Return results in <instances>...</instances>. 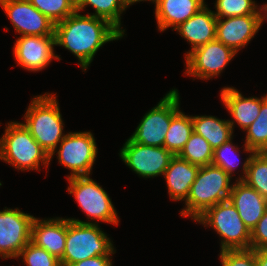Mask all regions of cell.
Returning <instances> with one entry per match:
<instances>
[{
    "mask_svg": "<svg viewBox=\"0 0 267 266\" xmlns=\"http://www.w3.org/2000/svg\"><path fill=\"white\" fill-rule=\"evenodd\" d=\"M54 34L55 45L74 54L83 71L88 69L100 47L123 37L108 21L78 11L55 23Z\"/></svg>",
    "mask_w": 267,
    "mask_h": 266,
    "instance_id": "obj_1",
    "label": "cell"
},
{
    "mask_svg": "<svg viewBox=\"0 0 267 266\" xmlns=\"http://www.w3.org/2000/svg\"><path fill=\"white\" fill-rule=\"evenodd\" d=\"M24 126L32 137L50 155L63 138L64 123L56 94L44 93L30 102L24 115Z\"/></svg>",
    "mask_w": 267,
    "mask_h": 266,
    "instance_id": "obj_2",
    "label": "cell"
},
{
    "mask_svg": "<svg viewBox=\"0 0 267 266\" xmlns=\"http://www.w3.org/2000/svg\"><path fill=\"white\" fill-rule=\"evenodd\" d=\"M231 179L223 169L213 164L200 167L185 207L180 211L181 216L195 221L208 208L228 200L233 187Z\"/></svg>",
    "mask_w": 267,
    "mask_h": 266,
    "instance_id": "obj_3",
    "label": "cell"
},
{
    "mask_svg": "<svg viewBox=\"0 0 267 266\" xmlns=\"http://www.w3.org/2000/svg\"><path fill=\"white\" fill-rule=\"evenodd\" d=\"M5 128L0 139V160L21 171H40V164L48 168L49 154L32 137L23 123L11 121Z\"/></svg>",
    "mask_w": 267,
    "mask_h": 266,
    "instance_id": "obj_4",
    "label": "cell"
},
{
    "mask_svg": "<svg viewBox=\"0 0 267 266\" xmlns=\"http://www.w3.org/2000/svg\"><path fill=\"white\" fill-rule=\"evenodd\" d=\"M115 251L111 239L99 224H84L67 219V237L61 266L95 256L113 255Z\"/></svg>",
    "mask_w": 267,
    "mask_h": 266,
    "instance_id": "obj_5",
    "label": "cell"
},
{
    "mask_svg": "<svg viewBox=\"0 0 267 266\" xmlns=\"http://www.w3.org/2000/svg\"><path fill=\"white\" fill-rule=\"evenodd\" d=\"M195 222L217 232L221 237L220 251L250 249L251 231L229 199L208 208Z\"/></svg>",
    "mask_w": 267,
    "mask_h": 266,
    "instance_id": "obj_6",
    "label": "cell"
},
{
    "mask_svg": "<svg viewBox=\"0 0 267 266\" xmlns=\"http://www.w3.org/2000/svg\"><path fill=\"white\" fill-rule=\"evenodd\" d=\"M67 180L69 181L68 192L73 194L87 219L92 221L85 222L75 218H68L69 220L84 224H98L97 221H102L119 225L118 213L111 198L99 183L91 179L89 175L71 177Z\"/></svg>",
    "mask_w": 267,
    "mask_h": 266,
    "instance_id": "obj_7",
    "label": "cell"
},
{
    "mask_svg": "<svg viewBox=\"0 0 267 266\" xmlns=\"http://www.w3.org/2000/svg\"><path fill=\"white\" fill-rule=\"evenodd\" d=\"M177 89L170 90L150 111L145 113L135 132L129 137L133 142L153 147H164L171 119L180 111Z\"/></svg>",
    "mask_w": 267,
    "mask_h": 266,
    "instance_id": "obj_8",
    "label": "cell"
},
{
    "mask_svg": "<svg viewBox=\"0 0 267 266\" xmlns=\"http://www.w3.org/2000/svg\"><path fill=\"white\" fill-rule=\"evenodd\" d=\"M57 148L49 155V161L57 152L59 164L71 170L67 178L90 176L98 153L96 140L90 131L68 132Z\"/></svg>",
    "mask_w": 267,
    "mask_h": 266,
    "instance_id": "obj_9",
    "label": "cell"
},
{
    "mask_svg": "<svg viewBox=\"0 0 267 266\" xmlns=\"http://www.w3.org/2000/svg\"><path fill=\"white\" fill-rule=\"evenodd\" d=\"M119 156L133 172L143 178L163 175L174 157L165 147L135 143L130 138L123 144Z\"/></svg>",
    "mask_w": 267,
    "mask_h": 266,
    "instance_id": "obj_10",
    "label": "cell"
},
{
    "mask_svg": "<svg viewBox=\"0 0 267 266\" xmlns=\"http://www.w3.org/2000/svg\"><path fill=\"white\" fill-rule=\"evenodd\" d=\"M236 54L233 49L215 39L193 49L185 56V73L208 80L220 75Z\"/></svg>",
    "mask_w": 267,
    "mask_h": 266,
    "instance_id": "obj_11",
    "label": "cell"
},
{
    "mask_svg": "<svg viewBox=\"0 0 267 266\" xmlns=\"http://www.w3.org/2000/svg\"><path fill=\"white\" fill-rule=\"evenodd\" d=\"M33 215L20 209L6 208L0 211V257L18 258L22 248L31 241Z\"/></svg>",
    "mask_w": 267,
    "mask_h": 266,
    "instance_id": "obj_12",
    "label": "cell"
},
{
    "mask_svg": "<svg viewBox=\"0 0 267 266\" xmlns=\"http://www.w3.org/2000/svg\"><path fill=\"white\" fill-rule=\"evenodd\" d=\"M0 6L21 36L55 35V23L28 0H0Z\"/></svg>",
    "mask_w": 267,
    "mask_h": 266,
    "instance_id": "obj_13",
    "label": "cell"
},
{
    "mask_svg": "<svg viewBox=\"0 0 267 266\" xmlns=\"http://www.w3.org/2000/svg\"><path fill=\"white\" fill-rule=\"evenodd\" d=\"M55 35L19 36L14 43L13 54L17 65L28 71H41L54 59L61 60L54 52Z\"/></svg>",
    "mask_w": 267,
    "mask_h": 266,
    "instance_id": "obj_14",
    "label": "cell"
},
{
    "mask_svg": "<svg viewBox=\"0 0 267 266\" xmlns=\"http://www.w3.org/2000/svg\"><path fill=\"white\" fill-rule=\"evenodd\" d=\"M224 19L217 18L216 40L230 47L236 53L247 46L260 29L259 14Z\"/></svg>",
    "mask_w": 267,
    "mask_h": 266,
    "instance_id": "obj_15",
    "label": "cell"
},
{
    "mask_svg": "<svg viewBox=\"0 0 267 266\" xmlns=\"http://www.w3.org/2000/svg\"><path fill=\"white\" fill-rule=\"evenodd\" d=\"M67 218L39 219L31 225V242L61 260L65 251Z\"/></svg>",
    "mask_w": 267,
    "mask_h": 266,
    "instance_id": "obj_16",
    "label": "cell"
},
{
    "mask_svg": "<svg viewBox=\"0 0 267 266\" xmlns=\"http://www.w3.org/2000/svg\"><path fill=\"white\" fill-rule=\"evenodd\" d=\"M229 200L250 231L267 210V200L243 180L233 182Z\"/></svg>",
    "mask_w": 267,
    "mask_h": 266,
    "instance_id": "obj_17",
    "label": "cell"
},
{
    "mask_svg": "<svg viewBox=\"0 0 267 266\" xmlns=\"http://www.w3.org/2000/svg\"><path fill=\"white\" fill-rule=\"evenodd\" d=\"M220 99L234 120L229 123L234 131V125L241 130H245L258 117L261 108V98L244 97L237 89L232 87H223L220 91ZM235 123V124H234Z\"/></svg>",
    "mask_w": 267,
    "mask_h": 266,
    "instance_id": "obj_18",
    "label": "cell"
},
{
    "mask_svg": "<svg viewBox=\"0 0 267 266\" xmlns=\"http://www.w3.org/2000/svg\"><path fill=\"white\" fill-rule=\"evenodd\" d=\"M217 17L210 8L205 5L184 23L174 30L191 44V50L216 39Z\"/></svg>",
    "mask_w": 267,
    "mask_h": 266,
    "instance_id": "obj_19",
    "label": "cell"
},
{
    "mask_svg": "<svg viewBox=\"0 0 267 266\" xmlns=\"http://www.w3.org/2000/svg\"><path fill=\"white\" fill-rule=\"evenodd\" d=\"M154 4L160 32L174 30L206 5L205 0H157Z\"/></svg>",
    "mask_w": 267,
    "mask_h": 266,
    "instance_id": "obj_20",
    "label": "cell"
},
{
    "mask_svg": "<svg viewBox=\"0 0 267 266\" xmlns=\"http://www.w3.org/2000/svg\"><path fill=\"white\" fill-rule=\"evenodd\" d=\"M199 168V166L181 159L178 155L171 159L163 177L172 200L186 201Z\"/></svg>",
    "mask_w": 267,
    "mask_h": 266,
    "instance_id": "obj_21",
    "label": "cell"
},
{
    "mask_svg": "<svg viewBox=\"0 0 267 266\" xmlns=\"http://www.w3.org/2000/svg\"><path fill=\"white\" fill-rule=\"evenodd\" d=\"M193 131L204 137L213 149L233 139V129L229 120L219 119L215 116H192Z\"/></svg>",
    "mask_w": 267,
    "mask_h": 266,
    "instance_id": "obj_22",
    "label": "cell"
},
{
    "mask_svg": "<svg viewBox=\"0 0 267 266\" xmlns=\"http://www.w3.org/2000/svg\"><path fill=\"white\" fill-rule=\"evenodd\" d=\"M241 169L243 175L237 180L245 181L267 200V154L250 153Z\"/></svg>",
    "mask_w": 267,
    "mask_h": 266,
    "instance_id": "obj_23",
    "label": "cell"
},
{
    "mask_svg": "<svg viewBox=\"0 0 267 266\" xmlns=\"http://www.w3.org/2000/svg\"><path fill=\"white\" fill-rule=\"evenodd\" d=\"M88 5L95 10V13H87L88 15L108 21L124 36L125 29L121 27V14L129 7L126 0H77L76 11L80 13Z\"/></svg>",
    "mask_w": 267,
    "mask_h": 266,
    "instance_id": "obj_24",
    "label": "cell"
},
{
    "mask_svg": "<svg viewBox=\"0 0 267 266\" xmlns=\"http://www.w3.org/2000/svg\"><path fill=\"white\" fill-rule=\"evenodd\" d=\"M193 132L192 115L179 111L172 119L164 140V147L174 156L179 155Z\"/></svg>",
    "mask_w": 267,
    "mask_h": 266,
    "instance_id": "obj_25",
    "label": "cell"
},
{
    "mask_svg": "<svg viewBox=\"0 0 267 266\" xmlns=\"http://www.w3.org/2000/svg\"><path fill=\"white\" fill-rule=\"evenodd\" d=\"M246 131L245 152H262L267 147V95L261 97V108L258 117Z\"/></svg>",
    "mask_w": 267,
    "mask_h": 266,
    "instance_id": "obj_26",
    "label": "cell"
},
{
    "mask_svg": "<svg viewBox=\"0 0 267 266\" xmlns=\"http://www.w3.org/2000/svg\"><path fill=\"white\" fill-rule=\"evenodd\" d=\"M213 151L214 149L211 147L209 142L204 137L193 131L178 156L193 165L203 167L211 164Z\"/></svg>",
    "mask_w": 267,
    "mask_h": 266,
    "instance_id": "obj_27",
    "label": "cell"
},
{
    "mask_svg": "<svg viewBox=\"0 0 267 266\" xmlns=\"http://www.w3.org/2000/svg\"><path fill=\"white\" fill-rule=\"evenodd\" d=\"M54 23L65 20L76 11L73 0H28Z\"/></svg>",
    "mask_w": 267,
    "mask_h": 266,
    "instance_id": "obj_28",
    "label": "cell"
},
{
    "mask_svg": "<svg viewBox=\"0 0 267 266\" xmlns=\"http://www.w3.org/2000/svg\"><path fill=\"white\" fill-rule=\"evenodd\" d=\"M213 13L217 18L259 14L255 0H216Z\"/></svg>",
    "mask_w": 267,
    "mask_h": 266,
    "instance_id": "obj_29",
    "label": "cell"
},
{
    "mask_svg": "<svg viewBox=\"0 0 267 266\" xmlns=\"http://www.w3.org/2000/svg\"><path fill=\"white\" fill-rule=\"evenodd\" d=\"M238 146L233 145L232 139L223 143L220 147L214 149L213 158L211 164L218 166L223 169L228 175L233 177V171L235 168L239 166V160H237V156L240 154ZM231 154V155H230ZM233 156V158H232ZM236 158V160H235Z\"/></svg>",
    "mask_w": 267,
    "mask_h": 266,
    "instance_id": "obj_30",
    "label": "cell"
},
{
    "mask_svg": "<svg viewBox=\"0 0 267 266\" xmlns=\"http://www.w3.org/2000/svg\"><path fill=\"white\" fill-rule=\"evenodd\" d=\"M19 257L23 258L26 266H61L59 259L31 241L22 248Z\"/></svg>",
    "mask_w": 267,
    "mask_h": 266,
    "instance_id": "obj_31",
    "label": "cell"
},
{
    "mask_svg": "<svg viewBox=\"0 0 267 266\" xmlns=\"http://www.w3.org/2000/svg\"><path fill=\"white\" fill-rule=\"evenodd\" d=\"M219 259L222 266H257L256 250L251 248L220 251Z\"/></svg>",
    "mask_w": 267,
    "mask_h": 266,
    "instance_id": "obj_32",
    "label": "cell"
},
{
    "mask_svg": "<svg viewBox=\"0 0 267 266\" xmlns=\"http://www.w3.org/2000/svg\"><path fill=\"white\" fill-rule=\"evenodd\" d=\"M250 248L254 250H267V210L251 230Z\"/></svg>",
    "mask_w": 267,
    "mask_h": 266,
    "instance_id": "obj_33",
    "label": "cell"
},
{
    "mask_svg": "<svg viewBox=\"0 0 267 266\" xmlns=\"http://www.w3.org/2000/svg\"><path fill=\"white\" fill-rule=\"evenodd\" d=\"M112 255L95 256L67 266H112Z\"/></svg>",
    "mask_w": 267,
    "mask_h": 266,
    "instance_id": "obj_34",
    "label": "cell"
},
{
    "mask_svg": "<svg viewBox=\"0 0 267 266\" xmlns=\"http://www.w3.org/2000/svg\"><path fill=\"white\" fill-rule=\"evenodd\" d=\"M256 265L267 266V250H256Z\"/></svg>",
    "mask_w": 267,
    "mask_h": 266,
    "instance_id": "obj_35",
    "label": "cell"
},
{
    "mask_svg": "<svg viewBox=\"0 0 267 266\" xmlns=\"http://www.w3.org/2000/svg\"><path fill=\"white\" fill-rule=\"evenodd\" d=\"M259 20H260V28L265 20H267V3L263 4V6H259Z\"/></svg>",
    "mask_w": 267,
    "mask_h": 266,
    "instance_id": "obj_36",
    "label": "cell"
},
{
    "mask_svg": "<svg viewBox=\"0 0 267 266\" xmlns=\"http://www.w3.org/2000/svg\"><path fill=\"white\" fill-rule=\"evenodd\" d=\"M141 1H151L152 3H155L157 0H126L128 6L133 5L134 3L141 2Z\"/></svg>",
    "mask_w": 267,
    "mask_h": 266,
    "instance_id": "obj_37",
    "label": "cell"
},
{
    "mask_svg": "<svg viewBox=\"0 0 267 266\" xmlns=\"http://www.w3.org/2000/svg\"><path fill=\"white\" fill-rule=\"evenodd\" d=\"M262 153L267 154V147L262 151Z\"/></svg>",
    "mask_w": 267,
    "mask_h": 266,
    "instance_id": "obj_38",
    "label": "cell"
}]
</instances>
